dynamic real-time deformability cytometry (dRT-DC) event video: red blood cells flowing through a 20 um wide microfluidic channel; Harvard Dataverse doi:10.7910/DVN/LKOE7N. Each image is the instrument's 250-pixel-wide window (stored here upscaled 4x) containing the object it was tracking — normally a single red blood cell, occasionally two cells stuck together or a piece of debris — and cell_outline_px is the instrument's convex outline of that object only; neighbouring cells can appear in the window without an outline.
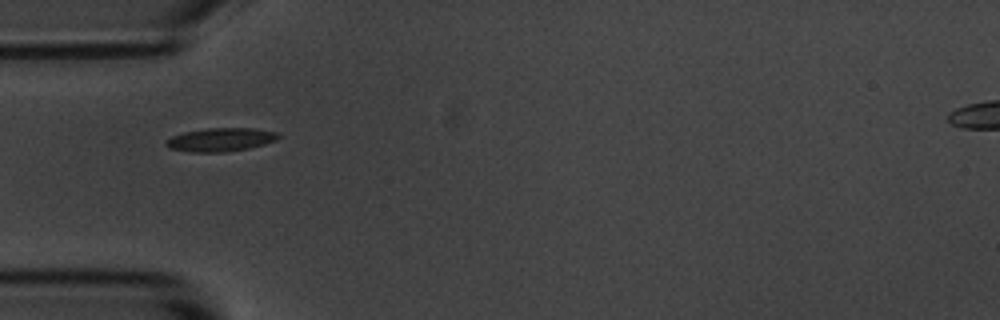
{"species": "common noctule bat (a hibernating species)", "species_latin": "Nyctalus noctula", "temperature_condition": "room temperature", "stored_images_in_passage": 35, "camera_frame_rate_fps": 3000, "um_per_image_px": 0.085, "animal": {"sex": "male", "body_mass_g": 20.1, "forearm_length_mm": 53.5}, "frame": {"image": 1, "passage_image": 1, "time_ms": 0.0, "image_size_px": [1000, 320], "cell_outline_px": [[280, 136], [276, 140], [264, 144], [248, 148], [224, 152], [188, 152], [168, 148], [164, 144], [164, 140], [172, 136], [184, 132], [208, 128], [252, 128], [276, 132]], "centroid_in_image_um": [18.69, 11.87], "position_along_channel_um": 66.3, "area_um2": 15.37}}
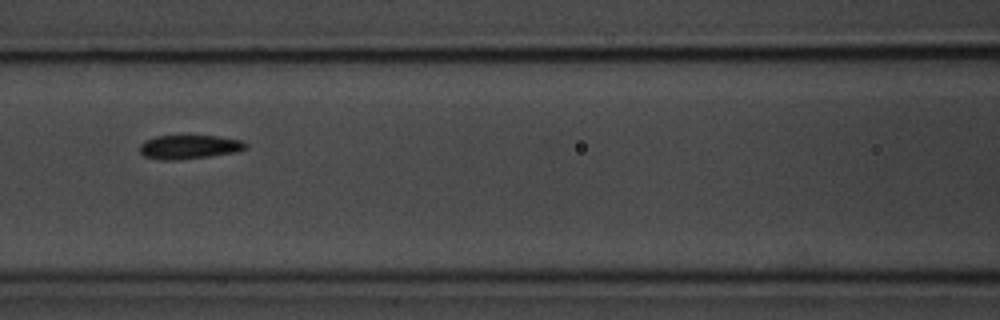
{"frame": {"image": 2, "passage_image": 8, "time_ms": 2.333, "image_size_px": [1000, 320], "cell_outline_px": [[248, 148], [240, 152], [176, 160], [160, 160], [144, 156], [140, 152], [140, 144], [144, 140], [156, 136], [220, 136], [244, 140], [248, 144]], "centroid_in_image_um": [16.14, 12.49], "position_along_channel_um": 150.5, "area_um2": 15.03}}
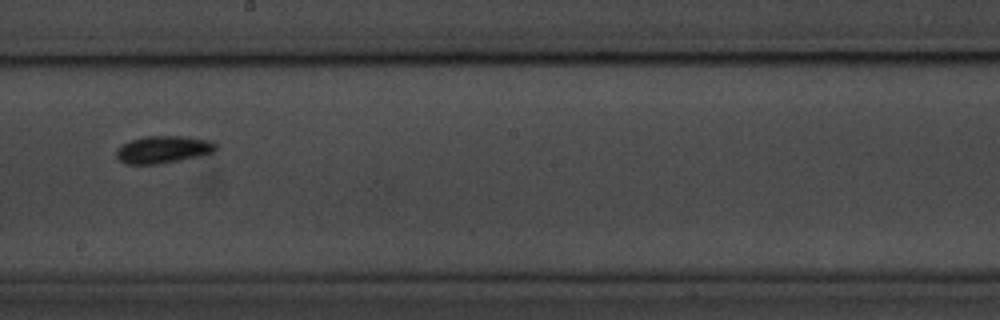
{"frame": {"image": 3, "passage_image": 15, "time_ms": 4.667, "image_size_px": [1000, 320], "cell_outline_px": [[216, 152], [200, 156], [180, 160], [156, 164], [124, 164], [116, 156], [116, 148], [132, 140], [144, 136], [188, 136], [212, 140], [216, 144]], "centroid_in_image_um": [13.91, 12.7], "position_along_channel_um": 234.3, "area_um2": 16.01}, "authors_computed_cell_mechanics": {"area_um2": 14.7968, "velocity_mm_per_s": 3.6034, "shape_relaxation_time_tau1_ms": 4.4062, "shape_relaxation_time_tau2_ms": null, "deformation_change_tau1": 0.0894, "deformation_change_tau2": null}}